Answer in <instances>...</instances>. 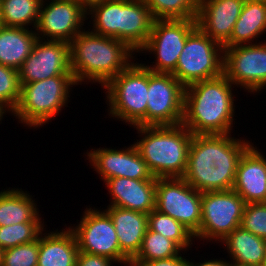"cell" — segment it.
Wrapping results in <instances>:
<instances>
[{
    "label": "cell",
    "instance_id": "6da1fadb",
    "mask_svg": "<svg viewBox=\"0 0 266 266\" xmlns=\"http://www.w3.org/2000/svg\"><path fill=\"white\" fill-rule=\"evenodd\" d=\"M251 144L231 134L193 135L183 179L202 193L232 190L239 159Z\"/></svg>",
    "mask_w": 266,
    "mask_h": 266
},
{
    "label": "cell",
    "instance_id": "7a4b0ae2",
    "mask_svg": "<svg viewBox=\"0 0 266 266\" xmlns=\"http://www.w3.org/2000/svg\"><path fill=\"white\" fill-rule=\"evenodd\" d=\"M234 84L222 74L185 87L182 124L193 134H230L234 121Z\"/></svg>",
    "mask_w": 266,
    "mask_h": 266
},
{
    "label": "cell",
    "instance_id": "3957f363",
    "mask_svg": "<svg viewBox=\"0 0 266 266\" xmlns=\"http://www.w3.org/2000/svg\"><path fill=\"white\" fill-rule=\"evenodd\" d=\"M133 52L122 41L84 29L69 43L71 73L77 85L96 82L103 88L132 63Z\"/></svg>",
    "mask_w": 266,
    "mask_h": 266
},
{
    "label": "cell",
    "instance_id": "277c9868",
    "mask_svg": "<svg viewBox=\"0 0 266 266\" xmlns=\"http://www.w3.org/2000/svg\"><path fill=\"white\" fill-rule=\"evenodd\" d=\"M134 128L142 138L134 145L152 175L155 178H183L193 134L183 124Z\"/></svg>",
    "mask_w": 266,
    "mask_h": 266
},
{
    "label": "cell",
    "instance_id": "5b68a950",
    "mask_svg": "<svg viewBox=\"0 0 266 266\" xmlns=\"http://www.w3.org/2000/svg\"><path fill=\"white\" fill-rule=\"evenodd\" d=\"M109 116L131 126H147L148 69L134 61L105 86Z\"/></svg>",
    "mask_w": 266,
    "mask_h": 266
},
{
    "label": "cell",
    "instance_id": "8992f818",
    "mask_svg": "<svg viewBox=\"0 0 266 266\" xmlns=\"http://www.w3.org/2000/svg\"><path fill=\"white\" fill-rule=\"evenodd\" d=\"M77 85L73 76H54L23 84L20 99L12 115L28 127L42 126L66 107L70 87Z\"/></svg>",
    "mask_w": 266,
    "mask_h": 266
},
{
    "label": "cell",
    "instance_id": "52a82bcc",
    "mask_svg": "<svg viewBox=\"0 0 266 266\" xmlns=\"http://www.w3.org/2000/svg\"><path fill=\"white\" fill-rule=\"evenodd\" d=\"M224 48L198 26L188 35L172 75L184 86L223 74Z\"/></svg>",
    "mask_w": 266,
    "mask_h": 266
},
{
    "label": "cell",
    "instance_id": "ba28073f",
    "mask_svg": "<svg viewBox=\"0 0 266 266\" xmlns=\"http://www.w3.org/2000/svg\"><path fill=\"white\" fill-rule=\"evenodd\" d=\"M245 206L246 202L233 189L202 193L201 223L196 240L221 242L241 226Z\"/></svg>",
    "mask_w": 266,
    "mask_h": 266
},
{
    "label": "cell",
    "instance_id": "9c48e42d",
    "mask_svg": "<svg viewBox=\"0 0 266 266\" xmlns=\"http://www.w3.org/2000/svg\"><path fill=\"white\" fill-rule=\"evenodd\" d=\"M196 26V19L154 20L147 43L140 52H153L156 60L153 66H144L152 72L172 74L189 33Z\"/></svg>",
    "mask_w": 266,
    "mask_h": 266
},
{
    "label": "cell",
    "instance_id": "30bf717a",
    "mask_svg": "<svg viewBox=\"0 0 266 266\" xmlns=\"http://www.w3.org/2000/svg\"><path fill=\"white\" fill-rule=\"evenodd\" d=\"M96 209V210H95ZM77 226L69 227L77 241L78 250L111 258L130 266V259L120 250L116 230L109 214L97 208H86Z\"/></svg>",
    "mask_w": 266,
    "mask_h": 266
},
{
    "label": "cell",
    "instance_id": "8fae6325",
    "mask_svg": "<svg viewBox=\"0 0 266 266\" xmlns=\"http://www.w3.org/2000/svg\"><path fill=\"white\" fill-rule=\"evenodd\" d=\"M156 210L183 224L194 236L201 223L202 192L183 178H157Z\"/></svg>",
    "mask_w": 266,
    "mask_h": 266
},
{
    "label": "cell",
    "instance_id": "7c38bea8",
    "mask_svg": "<svg viewBox=\"0 0 266 266\" xmlns=\"http://www.w3.org/2000/svg\"><path fill=\"white\" fill-rule=\"evenodd\" d=\"M185 87L169 73L148 69L147 126L182 124Z\"/></svg>",
    "mask_w": 266,
    "mask_h": 266
},
{
    "label": "cell",
    "instance_id": "4fadbf2b",
    "mask_svg": "<svg viewBox=\"0 0 266 266\" xmlns=\"http://www.w3.org/2000/svg\"><path fill=\"white\" fill-rule=\"evenodd\" d=\"M224 48L223 74L248 92L266 88V42Z\"/></svg>",
    "mask_w": 266,
    "mask_h": 266
},
{
    "label": "cell",
    "instance_id": "5bb4252c",
    "mask_svg": "<svg viewBox=\"0 0 266 266\" xmlns=\"http://www.w3.org/2000/svg\"><path fill=\"white\" fill-rule=\"evenodd\" d=\"M45 1L41 2L35 28L38 39L47 38L46 40L70 43L84 30L83 21L88 20L87 10L77 0H51L49 3Z\"/></svg>",
    "mask_w": 266,
    "mask_h": 266
},
{
    "label": "cell",
    "instance_id": "9a60e30c",
    "mask_svg": "<svg viewBox=\"0 0 266 266\" xmlns=\"http://www.w3.org/2000/svg\"><path fill=\"white\" fill-rule=\"evenodd\" d=\"M18 74L21 86L54 76H73L70 68L69 43L37 39Z\"/></svg>",
    "mask_w": 266,
    "mask_h": 266
},
{
    "label": "cell",
    "instance_id": "2e32d148",
    "mask_svg": "<svg viewBox=\"0 0 266 266\" xmlns=\"http://www.w3.org/2000/svg\"><path fill=\"white\" fill-rule=\"evenodd\" d=\"M102 181L114 177H125L135 180H157L149 171L147 164L140 156L134 144L122 150L99 148L86 153Z\"/></svg>",
    "mask_w": 266,
    "mask_h": 266
},
{
    "label": "cell",
    "instance_id": "e0dca14e",
    "mask_svg": "<svg viewBox=\"0 0 266 266\" xmlns=\"http://www.w3.org/2000/svg\"><path fill=\"white\" fill-rule=\"evenodd\" d=\"M245 0H200L197 26L222 46L230 39Z\"/></svg>",
    "mask_w": 266,
    "mask_h": 266
},
{
    "label": "cell",
    "instance_id": "ac0fdd59",
    "mask_svg": "<svg viewBox=\"0 0 266 266\" xmlns=\"http://www.w3.org/2000/svg\"><path fill=\"white\" fill-rule=\"evenodd\" d=\"M233 190L246 202H266V158L251 144L239 159Z\"/></svg>",
    "mask_w": 266,
    "mask_h": 266
},
{
    "label": "cell",
    "instance_id": "d6986e66",
    "mask_svg": "<svg viewBox=\"0 0 266 266\" xmlns=\"http://www.w3.org/2000/svg\"><path fill=\"white\" fill-rule=\"evenodd\" d=\"M157 180H135L114 177L105 181L111 202L108 206L121 207L149 214L156 209Z\"/></svg>",
    "mask_w": 266,
    "mask_h": 266
},
{
    "label": "cell",
    "instance_id": "ffe728a7",
    "mask_svg": "<svg viewBox=\"0 0 266 266\" xmlns=\"http://www.w3.org/2000/svg\"><path fill=\"white\" fill-rule=\"evenodd\" d=\"M153 21L144 0H120L119 41L134 53H140L150 36Z\"/></svg>",
    "mask_w": 266,
    "mask_h": 266
},
{
    "label": "cell",
    "instance_id": "44dd1931",
    "mask_svg": "<svg viewBox=\"0 0 266 266\" xmlns=\"http://www.w3.org/2000/svg\"><path fill=\"white\" fill-rule=\"evenodd\" d=\"M118 238L120 250L132 260L140 251L144 235L148 228V214L107 206Z\"/></svg>",
    "mask_w": 266,
    "mask_h": 266
},
{
    "label": "cell",
    "instance_id": "7402d4cb",
    "mask_svg": "<svg viewBox=\"0 0 266 266\" xmlns=\"http://www.w3.org/2000/svg\"><path fill=\"white\" fill-rule=\"evenodd\" d=\"M78 251L76 237L69 227L50 233L42 231L37 266H76Z\"/></svg>",
    "mask_w": 266,
    "mask_h": 266
},
{
    "label": "cell",
    "instance_id": "603a6c76",
    "mask_svg": "<svg viewBox=\"0 0 266 266\" xmlns=\"http://www.w3.org/2000/svg\"><path fill=\"white\" fill-rule=\"evenodd\" d=\"M221 244L233 259L232 265L262 266L266 258V239L260 238L242 226L227 235Z\"/></svg>",
    "mask_w": 266,
    "mask_h": 266
},
{
    "label": "cell",
    "instance_id": "cb8c5ba5",
    "mask_svg": "<svg viewBox=\"0 0 266 266\" xmlns=\"http://www.w3.org/2000/svg\"><path fill=\"white\" fill-rule=\"evenodd\" d=\"M38 37L36 31L0 26V64L19 70L31 54Z\"/></svg>",
    "mask_w": 266,
    "mask_h": 266
},
{
    "label": "cell",
    "instance_id": "d4e9b609",
    "mask_svg": "<svg viewBox=\"0 0 266 266\" xmlns=\"http://www.w3.org/2000/svg\"><path fill=\"white\" fill-rule=\"evenodd\" d=\"M266 32V3L245 0L230 39L223 47L254 44ZM253 42V43H252Z\"/></svg>",
    "mask_w": 266,
    "mask_h": 266
},
{
    "label": "cell",
    "instance_id": "484cf974",
    "mask_svg": "<svg viewBox=\"0 0 266 266\" xmlns=\"http://www.w3.org/2000/svg\"><path fill=\"white\" fill-rule=\"evenodd\" d=\"M0 191V227L25 222H42L32 195L18 188Z\"/></svg>",
    "mask_w": 266,
    "mask_h": 266
},
{
    "label": "cell",
    "instance_id": "4316f807",
    "mask_svg": "<svg viewBox=\"0 0 266 266\" xmlns=\"http://www.w3.org/2000/svg\"><path fill=\"white\" fill-rule=\"evenodd\" d=\"M42 0H0L2 26L36 28Z\"/></svg>",
    "mask_w": 266,
    "mask_h": 266
},
{
    "label": "cell",
    "instance_id": "83f0119b",
    "mask_svg": "<svg viewBox=\"0 0 266 266\" xmlns=\"http://www.w3.org/2000/svg\"><path fill=\"white\" fill-rule=\"evenodd\" d=\"M92 32L119 40L120 0H104L91 6Z\"/></svg>",
    "mask_w": 266,
    "mask_h": 266
},
{
    "label": "cell",
    "instance_id": "f1b7e54d",
    "mask_svg": "<svg viewBox=\"0 0 266 266\" xmlns=\"http://www.w3.org/2000/svg\"><path fill=\"white\" fill-rule=\"evenodd\" d=\"M148 228L174 241L184 252L192 247V239L195 240L194 234L183 224L156 209L148 214Z\"/></svg>",
    "mask_w": 266,
    "mask_h": 266
},
{
    "label": "cell",
    "instance_id": "f546056e",
    "mask_svg": "<svg viewBox=\"0 0 266 266\" xmlns=\"http://www.w3.org/2000/svg\"><path fill=\"white\" fill-rule=\"evenodd\" d=\"M182 249L172 240L167 239L158 232L147 228L141 249L130 263H143L147 261L165 259L181 254Z\"/></svg>",
    "mask_w": 266,
    "mask_h": 266
},
{
    "label": "cell",
    "instance_id": "4dcf8cb0",
    "mask_svg": "<svg viewBox=\"0 0 266 266\" xmlns=\"http://www.w3.org/2000/svg\"><path fill=\"white\" fill-rule=\"evenodd\" d=\"M154 20L196 19L200 0H144Z\"/></svg>",
    "mask_w": 266,
    "mask_h": 266
},
{
    "label": "cell",
    "instance_id": "1f68e13d",
    "mask_svg": "<svg viewBox=\"0 0 266 266\" xmlns=\"http://www.w3.org/2000/svg\"><path fill=\"white\" fill-rule=\"evenodd\" d=\"M44 222H25L0 227V248L2 250L27 244L38 239L44 231Z\"/></svg>",
    "mask_w": 266,
    "mask_h": 266
},
{
    "label": "cell",
    "instance_id": "d6a6232c",
    "mask_svg": "<svg viewBox=\"0 0 266 266\" xmlns=\"http://www.w3.org/2000/svg\"><path fill=\"white\" fill-rule=\"evenodd\" d=\"M18 70L0 64V112H13L20 99ZM6 112V113H5Z\"/></svg>",
    "mask_w": 266,
    "mask_h": 266
},
{
    "label": "cell",
    "instance_id": "836d02e7",
    "mask_svg": "<svg viewBox=\"0 0 266 266\" xmlns=\"http://www.w3.org/2000/svg\"><path fill=\"white\" fill-rule=\"evenodd\" d=\"M39 237L37 240L2 251V266H37Z\"/></svg>",
    "mask_w": 266,
    "mask_h": 266
},
{
    "label": "cell",
    "instance_id": "e575fe53",
    "mask_svg": "<svg viewBox=\"0 0 266 266\" xmlns=\"http://www.w3.org/2000/svg\"><path fill=\"white\" fill-rule=\"evenodd\" d=\"M241 226L252 234L266 239V202L246 204Z\"/></svg>",
    "mask_w": 266,
    "mask_h": 266
},
{
    "label": "cell",
    "instance_id": "d590c367",
    "mask_svg": "<svg viewBox=\"0 0 266 266\" xmlns=\"http://www.w3.org/2000/svg\"><path fill=\"white\" fill-rule=\"evenodd\" d=\"M114 263V260L106 256L93 255L80 251H78L76 258V266H113Z\"/></svg>",
    "mask_w": 266,
    "mask_h": 266
},
{
    "label": "cell",
    "instance_id": "8d00e7d4",
    "mask_svg": "<svg viewBox=\"0 0 266 266\" xmlns=\"http://www.w3.org/2000/svg\"><path fill=\"white\" fill-rule=\"evenodd\" d=\"M130 266H188V260L182 254L174 257L157 259L143 263H130Z\"/></svg>",
    "mask_w": 266,
    "mask_h": 266
},
{
    "label": "cell",
    "instance_id": "74e56055",
    "mask_svg": "<svg viewBox=\"0 0 266 266\" xmlns=\"http://www.w3.org/2000/svg\"><path fill=\"white\" fill-rule=\"evenodd\" d=\"M188 266H232L231 262H227L226 260H221V258L218 259H214V260H205L204 262H199V263H194L191 262L190 260H188Z\"/></svg>",
    "mask_w": 266,
    "mask_h": 266
},
{
    "label": "cell",
    "instance_id": "f35d334b",
    "mask_svg": "<svg viewBox=\"0 0 266 266\" xmlns=\"http://www.w3.org/2000/svg\"><path fill=\"white\" fill-rule=\"evenodd\" d=\"M86 10H88L91 6L101 3L104 0H77Z\"/></svg>",
    "mask_w": 266,
    "mask_h": 266
},
{
    "label": "cell",
    "instance_id": "ab89813d",
    "mask_svg": "<svg viewBox=\"0 0 266 266\" xmlns=\"http://www.w3.org/2000/svg\"><path fill=\"white\" fill-rule=\"evenodd\" d=\"M2 249L0 248V266H2Z\"/></svg>",
    "mask_w": 266,
    "mask_h": 266
},
{
    "label": "cell",
    "instance_id": "60d3db41",
    "mask_svg": "<svg viewBox=\"0 0 266 266\" xmlns=\"http://www.w3.org/2000/svg\"><path fill=\"white\" fill-rule=\"evenodd\" d=\"M251 1H258V2H265L266 3V0H251Z\"/></svg>",
    "mask_w": 266,
    "mask_h": 266
},
{
    "label": "cell",
    "instance_id": "b9f144b4",
    "mask_svg": "<svg viewBox=\"0 0 266 266\" xmlns=\"http://www.w3.org/2000/svg\"><path fill=\"white\" fill-rule=\"evenodd\" d=\"M3 118V114L0 112V121L2 120Z\"/></svg>",
    "mask_w": 266,
    "mask_h": 266
},
{
    "label": "cell",
    "instance_id": "7bdbcfd3",
    "mask_svg": "<svg viewBox=\"0 0 266 266\" xmlns=\"http://www.w3.org/2000/svg\"><path fill=\"white\" fill-rule=\"evenodd\" d=\"M262 266H266V258H265Z\"/></svg>",
    "mask_w": 266,
    "mask_h": 266
}]
</instances>
